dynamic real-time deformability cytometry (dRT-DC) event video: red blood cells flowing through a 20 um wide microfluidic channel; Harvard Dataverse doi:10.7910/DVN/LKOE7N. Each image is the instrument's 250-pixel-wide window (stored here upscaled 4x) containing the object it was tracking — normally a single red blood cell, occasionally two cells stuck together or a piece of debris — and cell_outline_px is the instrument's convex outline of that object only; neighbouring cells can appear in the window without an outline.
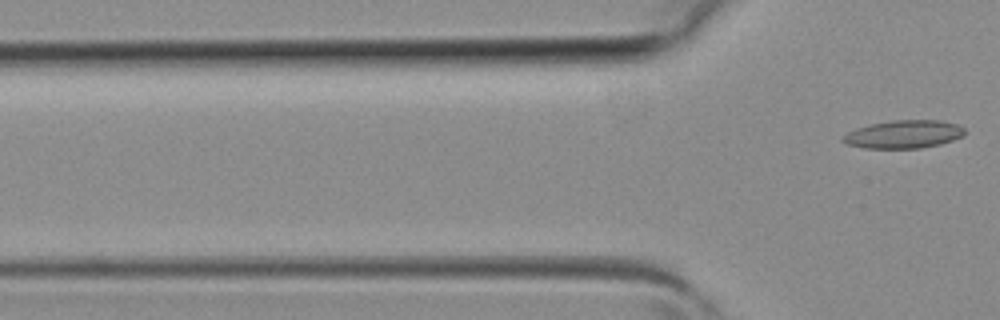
{"species": "common noctule bat (a hibernating species)", "species_latin": "Nyctalus noctula", "temperature_condition": "room temperature", "stored_images_in_passage": 4, "camera_frame_rate_fps": 3000, "um_per_image_px": 0.085, "animal": {"sex": "female", "body_mass_g": 19.3, "forearm_length_mm": 54.1}, "frame": {"image": 1, "passage_image": 4, "time_ms": 1.0, "image_size_px": [1000, 320], "cell_outline_px": [[964, 136], [940, 144], [920, 148], [864, 148], [844, 144], [840, 140], [840, 136], [856, 128], [868, 124], [892, 120], [940, 120], [956, 124], [964, 128]], "centroid_in_image_um": [76.75, 11.41], "position_along_channel_um": 49.1, "area_um2": 20.11}}